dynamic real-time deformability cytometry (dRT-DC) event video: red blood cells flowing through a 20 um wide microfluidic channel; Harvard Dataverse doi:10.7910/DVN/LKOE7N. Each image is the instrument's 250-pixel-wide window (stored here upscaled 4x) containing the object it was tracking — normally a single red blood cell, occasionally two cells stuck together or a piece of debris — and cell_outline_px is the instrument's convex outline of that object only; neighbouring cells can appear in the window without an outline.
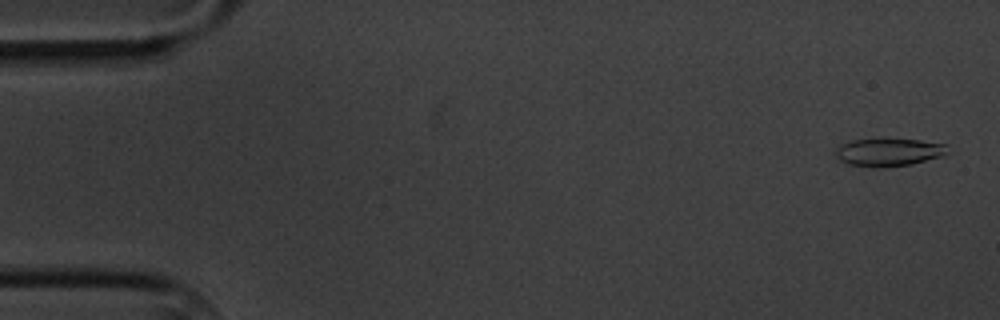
{"species": "common noctule bat (a hibernating species)", "species_latin": "Nyctalus noctula", "temperature_condition": "cold", "stored_images_in_passage": 15, "camera_frame_rate_fps": 3000, "um_per_image_px": 0.085, "animal": {"sex": "male", "body_mass_g": 20.1, "forearm_length_mm": 53.5}, "frame": {"image": 1, "passage_image": 1, "time_ms": 0.0, "image_size_px": [1000, 320], "cell_outline_px": [[948, 152], [944, 156], [912, 164], [884, 168], [848, 164], [840, 160], [836, 156], [836, 148], [840, 144], [852, 140], [920, 140], [948, 144]], "centroid_in_image_um": [75.59, 12.95], "position_along_channel_um": 9.4, "area_um2": 18.09}}
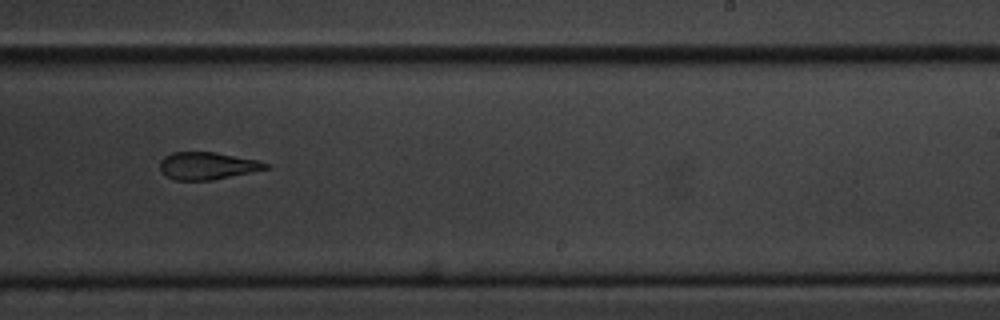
{"frame": {"image": 2, "passage_image": 10, "time_ms": 11.333, "image_size_px": [1000, 320], "cell_outline_px": [[272, 168], [212, 180], [172, 180], [164, 176], [160, 172], [160, 160], [164, 156], [172, 152], [212, 152], [256, 160], [268, 164]], "centroid_in_image_um": [17.57, 14.1], "position_along_channel_um": 271.4, "area_um2": 16.94}}
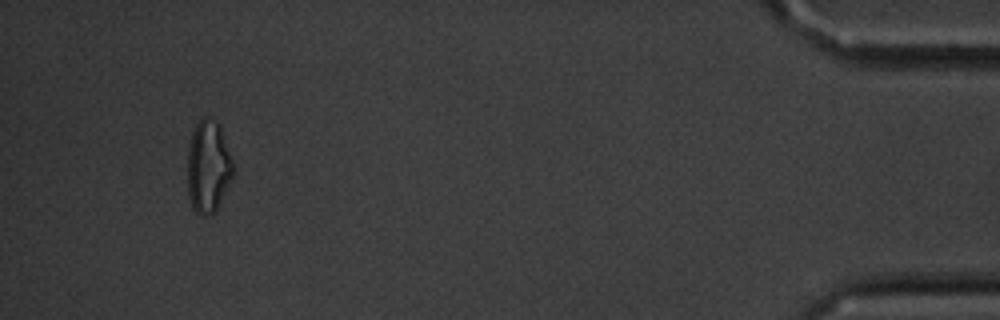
{"frame": {"image": 3, "passage_image": 15, "time_ms": 17.667, "image_size_px": [1000, 320], "cell_outline_px": [[232, 176], [216, 208], [208, 216], [200, 216], [192, 208], [188, 196], [188, 148], [192, 132], [196, 124], [204, 116], [208, 116], [216, 120], [220, 124], [232, 160]], "centroid_in_image_um": [17.67, 14.13], "position_along_channel_um": 417.5, "area_um2": 24.33}, "authors_computed_cell_mechanics": {"area_um2": 18.0914, "velocity_mm_per_s": 3.4176, "shape_relaxation_time_tau1_ms": 3.4941, "shape_relaxation_time_tau2_ms": null, "deformation_change_tau1": 0.1367, "deformation_change_tau2": null}}